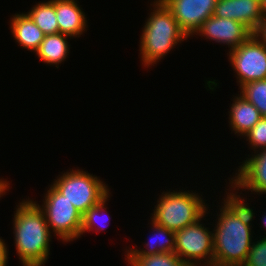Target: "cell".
<instances>
[{"label":"cell","instance_id":"obj_1","mask_svg":"<svg viewBox=\"0 0 266 266\" xmlns=\"http://www.w3.org/2000/svg\"><path fill=\"white\" fill-rule=\"evenodd\" d=\"M233 192L227 195L220 209L218 224L213 230V266H242L252 246L253 209Z\"/></svg>","mask_w":266,"mask_h":266},{"label":"cell","instance_id":"obj_2","mask_svg":"<svg viewBox=\"0 0 266 266\" xmlns=\"http://www.w3.org/2000/svg\"><path fill=\"white\" fill-rule=\"evenodd\" d=\"M14 214L15 246L23 266H43L49 255L51 233L36 202L24 200Z\"/></svg>","mask_w":266,"mask_h":266},{"label":"cell","instance_id":"obj_3","mask_svg":"<svg viewBox=\"0 0 266 266\" xmlns=\"http://www.w3.org/2000/svg\"><path fill=\"white\" fill-rule=\"evenodd\" d=\"M153 7L140 42V54L145 67L156 64L178 42L181 43L188 37L161 0H156Z\"/></svg>","mask_w":266,"mask_h":266},{"label":"cell","instance_id":"obj_4","mask_svg":"<svg viewBox=\"0 0 266 266\" xmlns=\"http://www.w3.org/2000/svg\"><path fill=\"white\" fill-rule=\"evenodd\" d=\"M157 202L152 221L174 232L196 223L207 211L204 200L189 191L163 192Z\"/></svg>","mask_w":266,"mask_h":266},{"label":"cell","instance_id":"obj_5","mask_svg":"<svg viewBox=\"0 0 266 266\" xmlns=\"http://www.w3.org/2000/svg\"><path fill=\"white\" fill-rule=\"evenodd\" d=\"M52 186L83 215L109 194L107 185L83 170H71L54 181Z\"/></svg>","mask_w":266,"mask_h":266},{"label":"cell","instance_id":"obj_6","mask_svg":"<svg viewBox=\"0 0 266 266\" xmlns=\"http://www.w3.org/2000/svg\"><path fill=\"white\" fill-rule=\"evenodd\" d=\"M43 202V208L37 205L45 215L49 230L53 229L63 242L73 241L81 235L82 214L52 185Z\"/></svg>","mask_w":266,"mask_h":266},{"label":"cell","instance_id":"obj_7","mask_svg":"<svg viewBox=\"0 0 266 266\" xmlns=\"http://www.w3.org/2000/svg\"><path fill=\"white\" fill-rule=\"evenodd\" d=\"M200 221L201 219L175 232L174 252L182 261L190 266H197V260L201 265L203 258L204 260L207 258V261L204 262L207 266H213V233L208 231V228L202 226L203 224H200Z\"/></svg>","mask_w":266,"mask_h":266},{"label":"cell","instance_id":"obj_8","mask_svg":"<svg viewBox=\"0 0 266 266\" xmlns=\"http://www.w3.org/2000/svg\"><path fill=\"white\" fill-rule=\"evenodd\" d=\"M229 53L240 87L251 81L266 79V46L254 35Z\"/></svg>","mask_w":266,"mask_h":266},{"label":"cell","instance_id":"obj_9","mask_svg":"<svg viewBox=\"0 0 266 266\" xmlns=\"http://www.w3.org/2000/svg\"><path fill=\"white\" fill-rule=\"evenodd\" d=\"M189 37L214 15L217 0H161Z\"/></svg>","mask_w":266,"mask_h":266},{"label":"cell","instance_id":"obj_10","mask_svg":"<svg viewBox=\"0 0 266 266\" xmlns=\"http://www.w3.org/2000/svg\"><path fill=\"white\" fill-rule=\"evenodd\" d=\"M207 39L230 46L232 50L247 41L253 32L244 24L228 18L210 16L196 31Z\"/></svg>","mask_w":266,"mask_h":266},{"label":"cell","instance_id":"obj_11","mask_svg":"<svg viewBox=\"0 0 266 266\" xmlns=\"http://www.w3.org/2000/svg\"><path fill=\"white\" fill-rule=\"evenodd\" d=\"M214 16L238 21L255 31L263 18L260 0H217Z\"/></svg>","mask_w":266,"mask_h":266},{"label":"cell","instance_id":"obj_12","mask_svg":"<svg viewBox=\"0 0 266 266\" xmlns=\"http://www.w3.org/2000/svg\"><path fill=\"white\" fill-rule=\"evenodd\" d=\"M260 151L240 165L237 176L235 174V179L231 181L234 186L231 184V187L266 193V148Z\"/></svg>","mask_w":266,"mask_h":266},{"label":"cell","instance_id":"obj_13","mask_svg":"<svg viewBox=\"0 0 266 266\" xmlns=\"http://www.w3.org/2000/svg\"><path fill=\"white\" fill-rule=\"evenodd\" d=\"M55 12L59 33L71 37L83 34L87 20L75 0H55Z\"/></svg>","mask_w":266,"mask_h":266},{"label":"cell","instance_id":"obj_14","mask_svg":"<svg viewBox=\"0 0 266 266\" xmlns=\"http://www.w3.org/2000/svg\"><path fill=\"white\" fill-rule=\"evenodd\" d=\"M10 21L16 42L23 48L36 52L45 36L42 30L26 13L16 14Z\"/></svg>","mask_w":266,"mask_h":266},{"label":"cell","instance_id":"obj_15","mask_svg":"<svg viewBox=\"0 0 266 266\" xmlns=\"http://www.w3.org/2000/svg\"><path fill=\"white\" fill-rule=\"evenodd\" d=\"M229 119L231 129L239 135H245L249 132L262 118L259 110L244 97L239 95L233 99Z\"/></svg>","mask_w":266,"mask_h":266},{"label":"cell","instance_id":"obj_16","mask_svg":"<svg viewBox=\"0 0 266 266\" xmlns=\"http://www.w3.org/2000/svg\"><path fill=\"white\" fill-rule=\"evenodd\" d=\"M67 37L71 38L61 33L45 35L36 54L47 64H60L69 53Z\"/></svg>","mask_w":266,"mask_h":266},{"label":"cell","instance_id":"obj_17","mask_svg":"<svg viewBox=\"0 0 266 266\" xmlns=\"http://www.w3.org/2000/svg\"><path fill=\"white\" fill-rule=\"evenodd\" d=\"M152 222V229L156 231L153 235L154 240H149L146 244L148 250H127V256H151L160 253L174 252L175 248V232ZM169 237V238H168ZM152 239V237L150 238Z\"/></svg>","mask_w":266,"mask_h":266},{"label":"cell","instance_id":"obj_18","mask_svg":"<svg viewBox=\"0 0 266 266\" xmlns=\"http://www.w3.org/2000/svg\"><path fill=\"white\" fill-rule=\"evenodd\" d=\"M27 15L45 35L59 33L55 12V0L36 4Z\"/></svg>","mask_w":266,"mask_h":266},{"label":"cell","instance_id":"obj_19","mask_svg":"<svg viewBox=\"0 0 266 266\" xmlns=\"http://www.w3.org/2000/svg\"><path fill=\"white\" fill-rule=\"evenodd\" d=\"M131 266H190L182 261L175 252L151 256H126Z\"/></svg>","mask_w":266,"mask_h":266},{"label":"cell","instance_id":"obj_20","mask_svg":"<svg viewBox=\"0 0 266 266\" xmlns=\"http://www.w3.org/2000/svg\"><path fill=\"white\" fill-rule=\"evenodd\" d=\"M240 95L251 102L266 118V79L251 81L241 87Z\"/></svg>","mask_w":266,"mask_h":266},{"label":"cell","instance_id":"obj_21","mask_svg":"<svg viewBox=\"0 0 266 266\" xmlns=\"http://www.w3.org/2000/svg\"><path fill=\"white\" fill-rule=\"evenodd\" d=\"M109 197V194L102 199L98 204H96L95 206H92L91 208H89L83 215H82V228H81V235L86 232V231H92V229H94L96 222H98L97 220H102L103 222L106 220L104 218L100 219L99 217V213L103 212V210L105 211V204L106 201ZM100 221V223L102 222ZM107 222V221H105ZM104 222V224H105ZM98 224V223H97ZM103 224H101V226L98 228L99 230H102V228L104 229V227L102 226Z\"/></svg>","mask_w":266,"mask_h":266},{"label":"cell","instance_id":"obj_22","mask_svg":"<svg viewBox=\"0 0 266 266\" xmlns=\"http://www.w3.org/2000/svg\"><path fill=\"white\" fill-rule=\"evenodd\" d=\"M242 266H266V237L253 242L245 263Z\"/></svg>","mask_w":266,"mask_h":266},{"label":"cell","instance_id":"obj_23","mask_svg":"<svg viewBox=\"0 0 266 266\" xmlns=\"http://www.w3.org/2000/svg\"><path fill=\"white\" fill-rule=\"evenodd\" d=\"M252 148H266V118L262 117L258 123L245 134Z\"/></svg>","mask_w":266,"mask_h":266},{"label":"cell","instance_id":"obj_24","mask_svg":"<svg viewBox=\"0 0 266 266\" xmlns=\"http://www.w3.org/2000/svg\"><path fill=\"white\" fill-rule=\"evenodd\" d=\"M253 35L266 46V17L262 18Z\"/></svg>","mask_w":266,"mask_h":266},{"label":"cell","instance_id":"obj_25","mask_svg":"<svg viewBox=\"0 0 266 266\" xmlns=\"http://www.w3.org/2000/svg\"><path fill=\"white\" fill-rule=\"evenodd\" d=\"M6 243L0 238V266H6L8 262V252Z\"/></svg>","mask_w":266,"mask_h":266},{"label":"cell","instance_id":"obj_26","mask_svg":"<svg viewBox=\"0 0 266 266\" xmlns=\"http://www.w3.org/2000/svg\"><path fill=\"white\" fill-rule=\"evenodd\" d=\"M8 185L9 183L7 181L0 179V197L6 193L5 190L7 191V188L9 187Z\"/></svg>","mask_w":266,"mask_h":266},{"label":"cell","instance_id":"obj_27","mask_svg":"<svg viewBox=\"0 0 266 266\" xmlns=\"http://www.w3.org/2000/svg\"><path fill=\"white\" fill-rule=\"evenodd\" d=\"M260 1H261V11L263 17H266V0H260Z\"/></svg>","mask_w":266,"mask_h":266},{"label":"cell","instance_id":"obj_28","mask_svg":"<svg viewBox=\"0 0 266 266\" xmlns=\"http://www.w3.org/2000/svg\"><path fill=\"white\" fill-rule=\"evenodd\" d=\"M263 224H264V227L266 228V215L264 216Z\"/></svg>","mask_w":266,"mask_h":266}]
</instances>
